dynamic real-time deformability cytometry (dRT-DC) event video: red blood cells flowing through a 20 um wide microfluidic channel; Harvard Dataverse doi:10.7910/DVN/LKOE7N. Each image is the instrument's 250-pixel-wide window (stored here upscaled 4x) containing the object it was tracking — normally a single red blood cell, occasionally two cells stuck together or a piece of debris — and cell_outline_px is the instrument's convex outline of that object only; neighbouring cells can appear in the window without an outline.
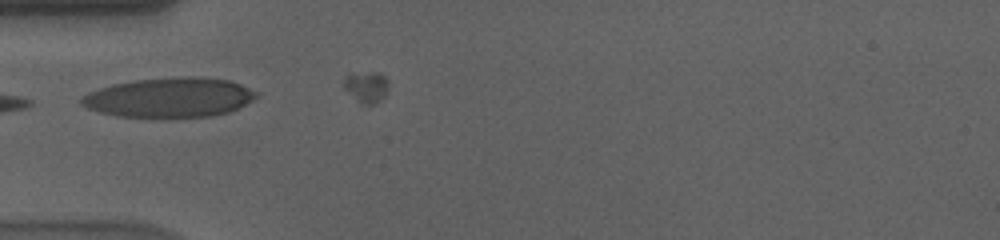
{"species": "human", "species_latin": "Homo sapiens", "temperature_condition": "cold", "stored_images_in_passage": 3, "camera_frame_rate_fps": 3000, "um_per_image_px": 0.085, "donor": {"sex": "male"}, "frame": {"image": 1, "passage_image": 2, "time_ms": 0.333, "image_size_px": [1000, 240], "cell_outline_px": [[260, 96], [228, 112], [212, 116], [172, 120], [152, 120], [116, 116], [100, 112], [88, 108], [80, 104], [80, 100], [88, 92], [112, 84], [136, 80], [184, 76], [192, 76], [228, 80], [240, 84], [256, 92]], "centroid_in_image_um": [14.37, 8.34], "position_along_channel_um": 70.6, "area_um2": 41.44}}